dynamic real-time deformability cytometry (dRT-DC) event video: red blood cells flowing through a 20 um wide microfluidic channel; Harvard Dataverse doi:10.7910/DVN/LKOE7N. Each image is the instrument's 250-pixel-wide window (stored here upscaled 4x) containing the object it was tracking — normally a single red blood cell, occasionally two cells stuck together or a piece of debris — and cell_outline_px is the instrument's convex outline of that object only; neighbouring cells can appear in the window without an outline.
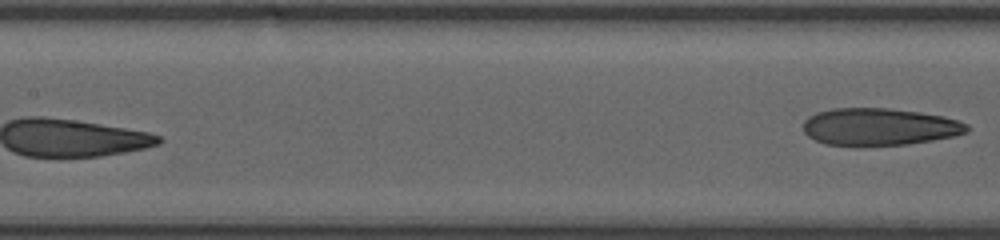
{"species": "human", "species_latin": "Homo sapiens", "temperature_condition": "room temperature", "stored_images_in_passage": 11, "segment_of_instrument_passage": [2, 2], "camera_frame_rate_fps": 3000, "um_per_image_px": 0.085, "donor": {"sex": "female"}, "frame": {"image": 1, "passage_image": 11, "time_ms": 4.333, "image_size_px": [1000, 240], "cell_outline_px": [[968, 132], [952, 136], [932, 140], [908, 144], [860, 148], [852, 148], [824, 144], [808, 136], [804, 132], [804, 120], [808, 116], [816, 112], [832, 108], [888, 108], [920, 112], [944, 116], [968, 124]], "centroid_in_image_um": [74.68, 10.81], "position_along_channel_um": 132.7, "area_um2": 36.41}}